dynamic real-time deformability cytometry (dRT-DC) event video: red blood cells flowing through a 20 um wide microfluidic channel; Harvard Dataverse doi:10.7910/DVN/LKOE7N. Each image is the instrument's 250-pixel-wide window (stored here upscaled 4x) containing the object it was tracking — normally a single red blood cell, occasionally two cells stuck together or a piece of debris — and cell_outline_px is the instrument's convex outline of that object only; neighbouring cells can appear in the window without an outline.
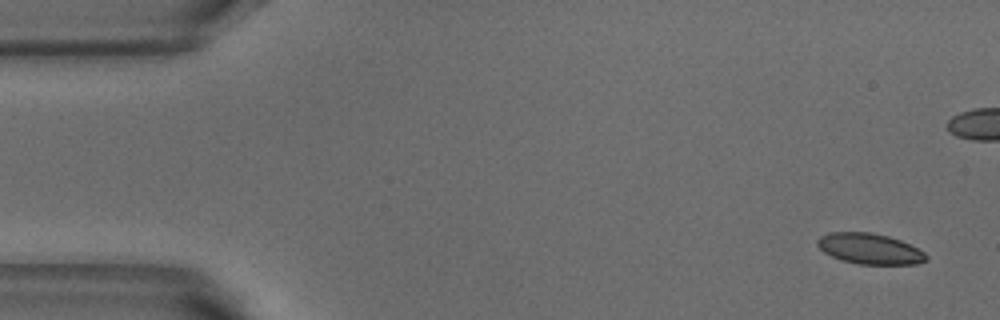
{"species": "common noctule bat (a hibernating species)", "species_latin": "Nyctalus noctula", "temperature_condition": "warm", "stored_images_in_passage": 6, "camera_frame_rate_fps": 3000, "um_per_image_px": 0.085, "animal": {"sex": "male", "body_mass_g": 18.8}, "frame": {"image": 1, "passage_image": 1, "time_ms": 0.0, "image_size_px": [1000, 320], "cell_outline_px": [[928, 260], [916, 264], [860, 264], [840, 260], [824, 252], [816, 244], [816, 240], [820, 236], [828, 232], [872, 232], [888, 236], [900, 240], [924, 252], [928, 256]], "centroid_in_image_um": [73.9, 21.14], "position_along_channel_um": 11.1, "area_um2": 19.48}}
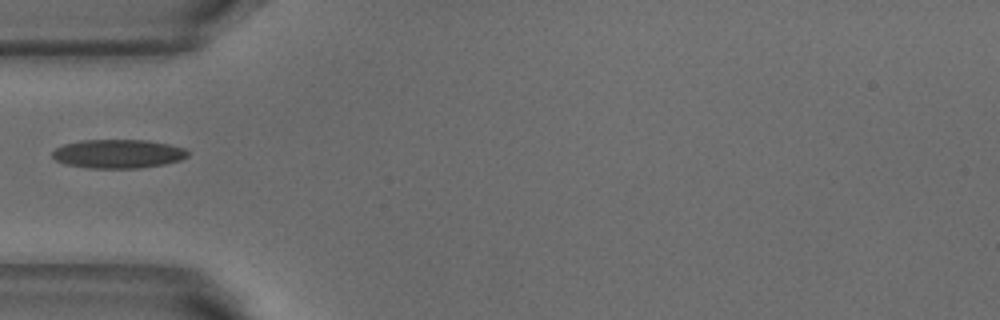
{"frame": {"image": 2, "passage_image": 5, "time_ms": 1.333, "image_size_px": [1000, 320], "cell_outline_px": [[188, 156], [180, 160], [164, 164], [140, 168], [88, 168], [64, 164], [56, 160], [52, 156], [52, 152], [56, 148], [64, 144], [80, 140], [148, 140], [168, 144], [184, 148], [188, 152]], "centroid_in_image_um": [10.02, 13.07], "position_along_channel_um": 75.0, "area_um2": 22.77}}
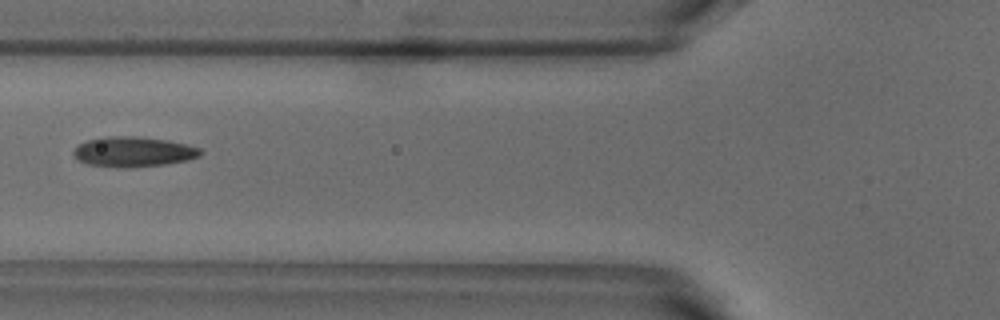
{"frame": {"image": 3, "passage_image": 6, "time_ms": 1.667, "image_size_px": [1000, 320], "cell_outline_px": [[204, 152], [200, 156], [188, 160], [164, 164], [128, 168], [116, 168], [88, 164], [72, 156], [72, 152], [80, 144], [88, 140], [104, 136], [136, 136], [164, 140], [184, 144], [200, 148]], "centroid_in_image_um": [11.32, 12.91], "position_along_channel_um": 114.5, "area_um2": 22.25}}